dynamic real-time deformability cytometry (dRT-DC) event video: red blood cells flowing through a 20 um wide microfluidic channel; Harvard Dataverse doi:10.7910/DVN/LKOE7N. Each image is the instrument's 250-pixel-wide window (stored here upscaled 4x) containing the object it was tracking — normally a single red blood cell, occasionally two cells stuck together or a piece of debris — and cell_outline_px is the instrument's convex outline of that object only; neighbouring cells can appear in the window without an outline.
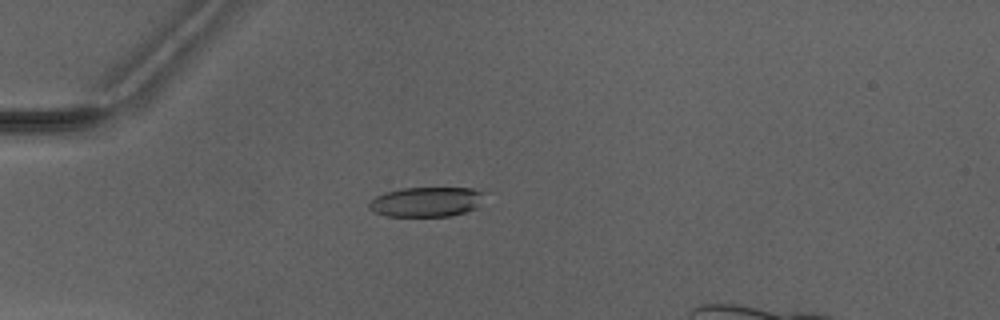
{"species": "Egyptian fruit bat (a non-hibernating species)", "species_latin": "Rousettus aegyptiacus", "temperature_condition": "warm", "stored_images_in_passage": 6, "camera_frame_rate_fps": 3000, "um_per_image_px": 0.085, "animal": {"sex": "male"}, "frame": {"image": 1, "passage_image": 4, "time_ms": 0.667, "image_size_px": [1000, 320], "cell_outline_px": [[480, 192], [476, 208], [452, 216], [388, 216], [372, 212], [368, 208], [368, 200], [384, 192], [400, 188], [472, 188]], "centroid_in_image_um": [36.09, 17.16], "position_along_channel_um": 48.9, "area_um2": 19.83}}